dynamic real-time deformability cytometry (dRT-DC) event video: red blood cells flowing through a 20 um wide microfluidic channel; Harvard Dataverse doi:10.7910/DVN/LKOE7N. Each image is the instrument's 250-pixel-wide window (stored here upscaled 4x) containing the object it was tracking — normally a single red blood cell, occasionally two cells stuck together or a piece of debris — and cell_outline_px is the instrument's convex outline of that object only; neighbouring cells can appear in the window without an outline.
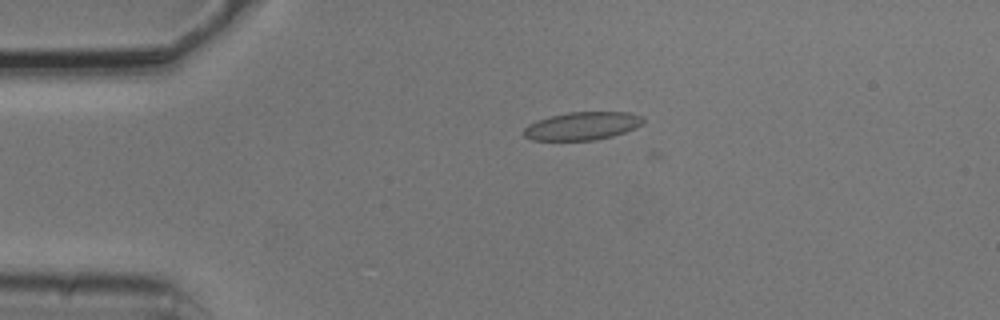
{"species": "common noctule bat (a hibernating species)", "species_latin": "Nyctalus noctula", "temperature_condition": "cold", "stored_images_in_passage": 4, "camera_frame_rate_fps": 3000, "um_per_image_px": 0.085, "animal": {"sex": "male", "body_mass_g": 20.5, "forearm_length_mm": 52.5}, "frame": {"image": 1, "passage_image": 3, "time_ms": 0.667, "image_size_px": [1000, 320], "cell_outline_px": [[644, 124], [636, 128], [612, 136], [596, 140], [532, 140], [524, 136], [524, 128], [528, 124], [536, 120], [568, 112], [628, 112], [644, 116]], "centroid_in_image_um": [49.52, 10.7], "position_along_channel_um": 35.5, "area_um2": 19.59}}